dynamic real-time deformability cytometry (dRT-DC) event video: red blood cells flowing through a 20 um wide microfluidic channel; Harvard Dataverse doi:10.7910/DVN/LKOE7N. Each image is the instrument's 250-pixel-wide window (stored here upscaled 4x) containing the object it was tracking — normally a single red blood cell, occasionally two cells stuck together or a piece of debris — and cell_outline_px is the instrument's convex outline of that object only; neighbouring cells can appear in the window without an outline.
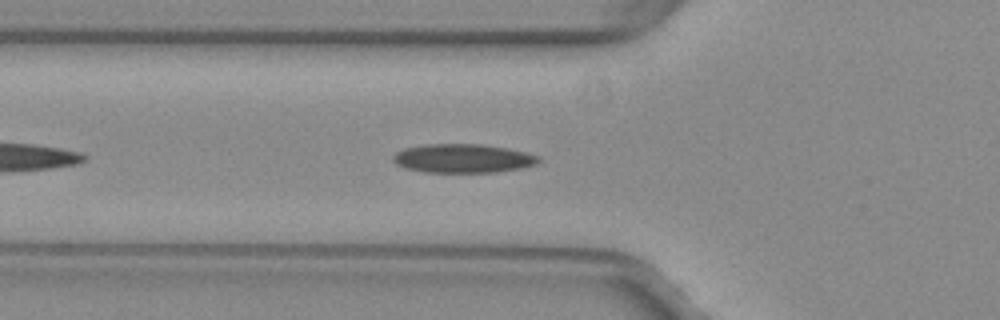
{"species": "common noctule bat (a hibernating species)", "species_latin": "Nyctalus noctula", "temperature_condition": "warm", "stored_images_in_passage": 37, "camera_frame_rate_fps": 3000, "um_per_image_px": 0.085, "animal": {"sex": "female", "body_mass_g": 29.2, "forearm_length_mm": 56.3}, "frame": {"image": 1, "passage_image": 6, "time_ms": 1.667, "image_size_px": [1000, 320], "cell_outline_px": [[540, 160], [536, 164], [524, 168], [496, 172], [424, 172], [404, 168], [396, 164], [392, 160], [392, 156], [396, 152], [404, 148], [424, 144], [480, 144], [508, 148], [540, 156]], "centroid_in_image_um": [39.33, 13.46], "position_along_channel_um": 86.5, "area_um2": 24.62}, "authors_computed_cell_mechanics": {"area_um2": 23.6402, "velocity_mm_per_s": 3.9919, "shape_relaxation_time_tau1_ms": null, "shape_relaxation_time_tau2_ms": 5.0454, "deformation_change_tau1": null, "deformation_change_tau2": 0.1164}}